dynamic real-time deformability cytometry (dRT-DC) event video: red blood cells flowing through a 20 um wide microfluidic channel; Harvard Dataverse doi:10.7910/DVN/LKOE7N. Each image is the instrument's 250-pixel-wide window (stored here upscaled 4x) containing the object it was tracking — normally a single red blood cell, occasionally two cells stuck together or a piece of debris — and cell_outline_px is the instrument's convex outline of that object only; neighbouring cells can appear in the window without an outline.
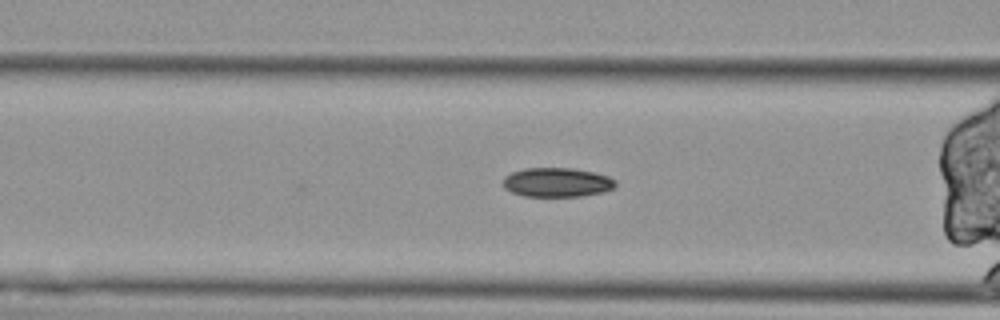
{"species": "Egyptian fruit bat (a non-hibernating species)", "species_latin": "Rousettus aegyptiacus", "temperature_condition": "cold", "stored_images_in_passage": 31, "segment_of_instrument_passage": [2, 2], "camera_frame_rate_fps": 3000, "um_per_image_px": 0.085, "animal": {"sex": "female"}, "frame": {"image": 1, "passage_image": 6, "time_ms": 1.667, "image_size_px": [1000, 320], "cell_outline_px": [[616, 184], [612, 188], [604, 192], [580, 196], [524, 196], [512, 192], [504, 188], [504, 176], [512, 172], [524, 168], [572, 168], [592, 172], [608, 176], [616, 180]], "centroid_in_image_um": [47.34, 15.5], "position_along_channel_um": 119.3, "area_um2": 19.07}}
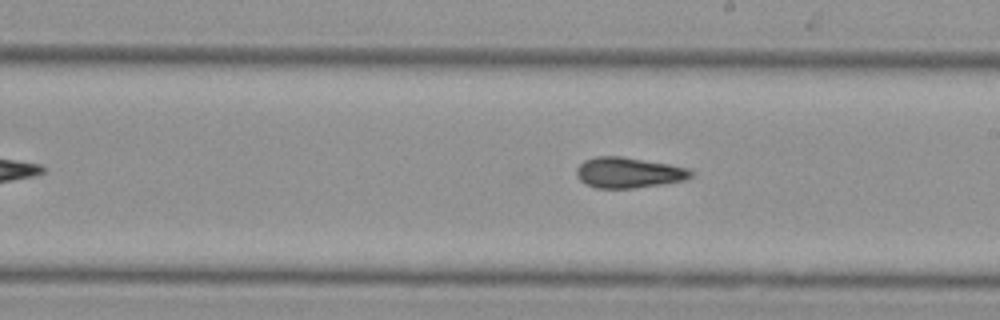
{"frame": {"image": 2, "passage_image": 16, "time_ms": 5.0, "image_size_px": [1000, 320], "cell_outline_px": [[692, 176], [688, 180], [636, 188], [596, 188], [584, 184], [580, 180], [576, 172], [576, 168], [584, 160], [596, 156], [620, 156], [668, 164], [688, 168], [692, 172]], "centroid_in_image_um": [53.42, 14.68], "position_along_channel_um": 235.6, "area_um2": 20.46}}
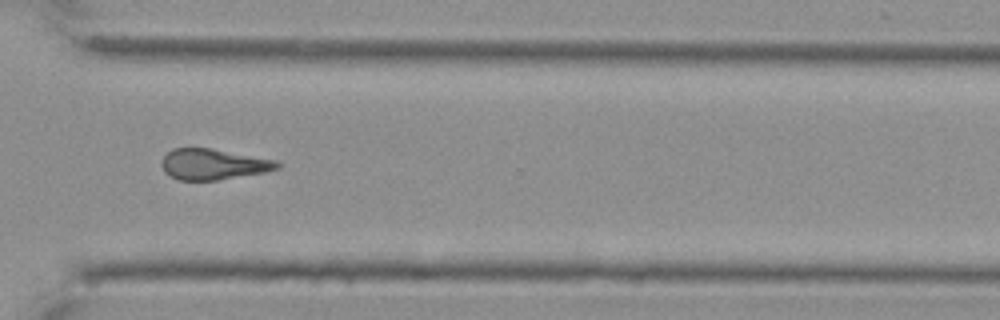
{"frame": {"image": 3, "passage_image": 26, "time_ms": 8.333, "image_size_px": [1000, 320], "cell_outline_px": [[280, 168], [264, 172], [216, 180], [180, 180], [168, 176], [164, 172], [160, 164], [160, 160], [172, 148], [208, 148], [276, 160], [280, 164]], "centroid_in_image_um": [18.06, 13.96], "position_along_channel_um": 352.5, "area_um2": 20.63}}